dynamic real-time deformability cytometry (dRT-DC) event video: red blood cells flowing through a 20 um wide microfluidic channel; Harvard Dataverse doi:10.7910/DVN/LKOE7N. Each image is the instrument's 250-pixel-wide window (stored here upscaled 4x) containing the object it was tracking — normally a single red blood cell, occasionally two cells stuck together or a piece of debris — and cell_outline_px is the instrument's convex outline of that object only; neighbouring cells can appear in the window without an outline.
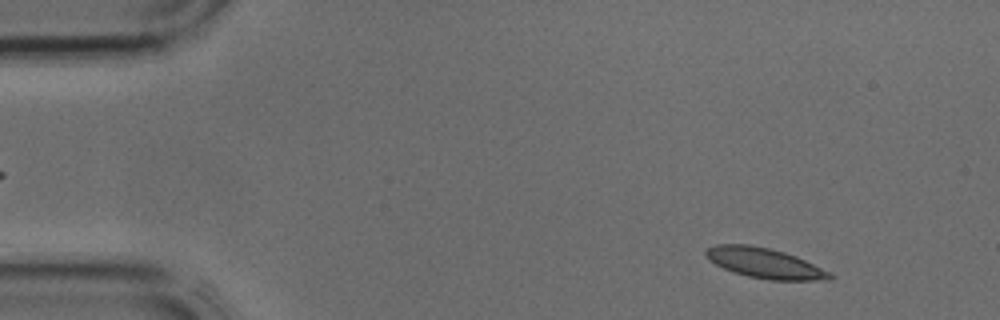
{"species": "common noctule bat (a hibernating species)", "species_latin": "Nyctalus noctula", "temperature_condition": "cold", "stored_images_in_passage": 3, "segment_of_instrument_passage": [2, 2], "camera_frame_rate_fps": 3000, "um_per_image_px": 0.085, "animal": {"sex": "male", "body_mass_g": 17.9, "forearm_length_mm": 54.2}, "frame": {"image": 1, "passage_image": 3, "time_ms": 0.667, "image_size_px": [1000, 320], "cell_outline_px": [[836, 276], [832, 280], [768, 280], [748, 276], [724, 268], [708, 260], [704, 252], [708, 248], [716, 244], [748, 244], [768, 248], [784, 252], [796, 256]], "centroid_in_image_um": [64.99, 22.36], "position_along_channel_um": 20.0, "area_um2": 21.56}}